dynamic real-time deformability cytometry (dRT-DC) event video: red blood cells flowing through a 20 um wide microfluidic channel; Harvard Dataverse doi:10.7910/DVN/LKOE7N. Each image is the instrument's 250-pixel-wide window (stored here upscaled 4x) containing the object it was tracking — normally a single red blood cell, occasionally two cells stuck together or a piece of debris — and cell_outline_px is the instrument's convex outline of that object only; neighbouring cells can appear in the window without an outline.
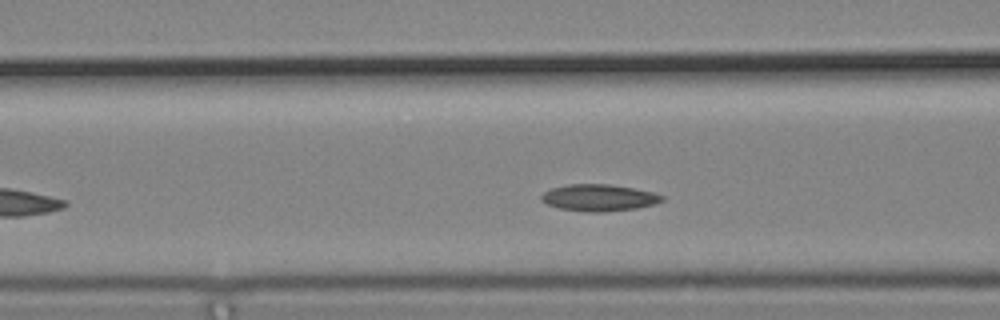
{"species": "common noctule bat (a hibernating species)", "species_latin": "Nyctalus noctula", "temperature_condition": "cold", "stored_images_in_passage": 39, "camera_frame_rate_fps": 3000, "um_per_image_px": 0.085, "animal": {"sex": "male", "body_mass_g": 19.2, "forearm_length_mm": 51.8}, "frame": {"image": 1, "passage_image": 12, "time_ms": 3.667, "image_size_px": [1000, 320], "cell_outline_px": [[664, 200], [656, 204], [636, 208], [604, 212], [584, 212], [560, 208], [548, 204], [540, 200], [540, 196], [544, 192], [552, 188], [568, 184], [608, 184], [632, 188], [652, 192], [664, 196]], "centroid_in_image_um": [50.91, 16.81], "position_along_channel_um": 115.7, "area_um2": 18.79}}
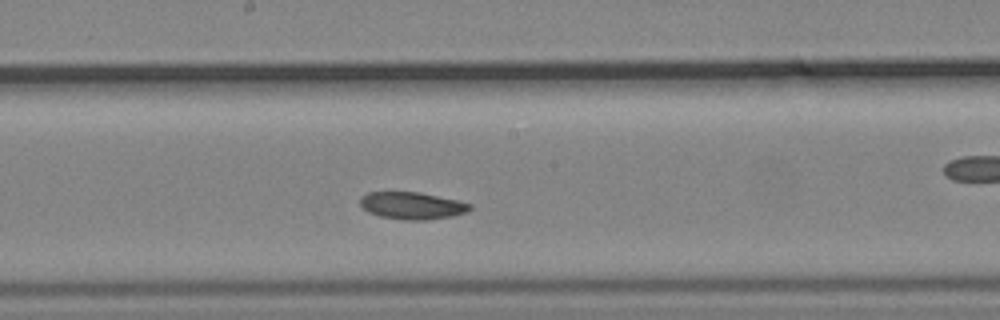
{"frame": {"image": 2, "passage_image": 20, "time_ms": 6.333, "image_size_px": [1000, 320], "cell_outline_px": [[472, 208], [468, 212], [452, 216], [424, 220], [404, 220], [380, 216], [368, 212], [360, 204], [360, 196], [368, 192], [420, 192], [456, 200], [472, 204]], "centroid_in_image_um": [35.03, 17.48], "position_along_channel_um": 213.2, "area_um2": 17.4}}
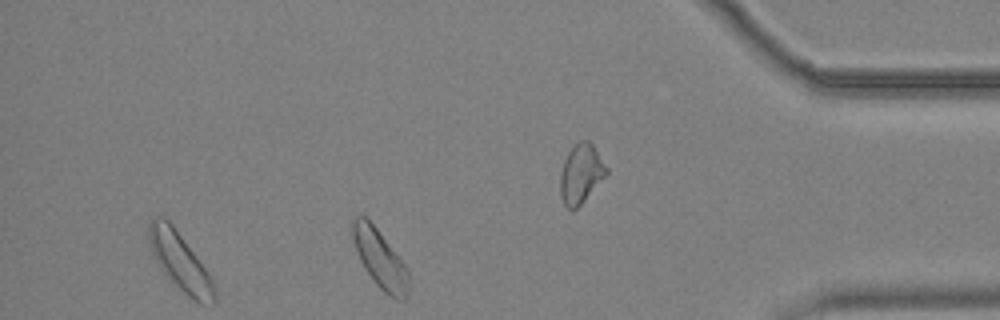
{"frame": {"image": 3, "passage_image": 39, "time_ms": 12.667, "image_size_px": [1000, 320], "cell_outline_px": [[408, 296], [404, 300], [396, 300], [388, 296], [376, 284], [360, 260], [352, 236], [352, 220], [356, 216], [364, 216], [376, 228], [408, 268]], "centroid_in_image_um": [32.32, 22.05], "position_along_channel_um": 402.9, "area_um2": 18.73}, "authors_computed_cell_mechanics": {"area_um2": 18.1492, "velocity_mm_per_s": 3.6472, "shape_relaxation_time_tau1_ms": 3.1555, "shape_relaxation_time_tau2_ms": null, "deformation_change_tau1": 0.0795, "deformation_change_tau2": null}}